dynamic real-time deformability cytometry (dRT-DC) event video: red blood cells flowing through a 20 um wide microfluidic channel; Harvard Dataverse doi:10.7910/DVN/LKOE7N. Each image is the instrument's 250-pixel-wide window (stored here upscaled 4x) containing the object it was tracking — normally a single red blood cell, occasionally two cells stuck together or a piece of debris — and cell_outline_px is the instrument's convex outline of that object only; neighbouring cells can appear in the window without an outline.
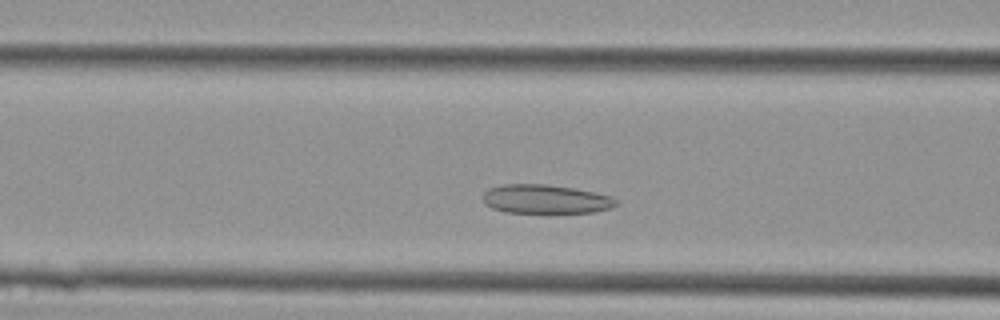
{"species": "Egyptian fruit bat (a non-hibernating species)", "species_latin": "Rousettus aegyptiacus", "temperature_condition": "cold", "stored_images_in_passage": 36, "camera_frame_rate_fps": 3000, "um_per_image_px": 0.085, "animal": {"sex": "female"}, "frame": {"image": 1, "passage_image": 9, "time_ms": 2.667, "image_size_px": [1000, 320], "cell_outline_px": [[620, 204], [612, 208], [592, 212], [504, 212], [492, 208], [484, 204], [484, 192], [488, 188], [504, 184], [544, 184], [572, 188], [612, 196], [620, 200]], "centroid_in_image_um": [46.4, 16.92], "position_along_channel_um": 120.2, "area_um2": 22.43}}
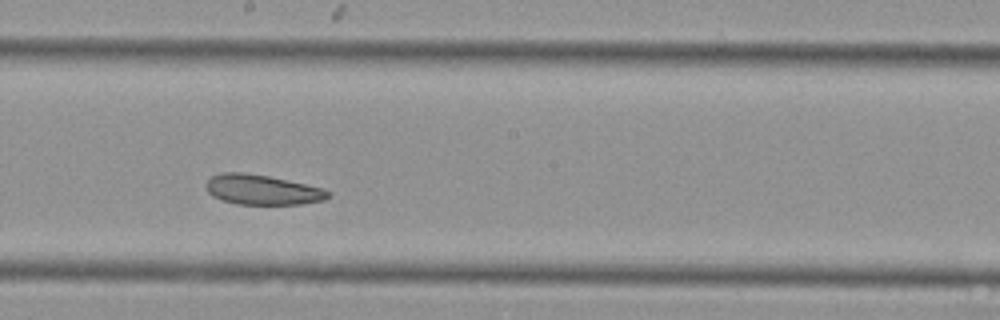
{"frame": {"image": 2, "passage_image": 16, "time_ms": 5.0, "image_size_px": [1000, 320], "cell_outline_px": [[332, 196], [324, 200], [300, 204], [236, 204], [220, 200], [212, 196], [208, 192], [204, 184], [212, 176], [224, 172], [244, 172], [268, 176], [324, 188], [332, 192]], "centroid_in_image_um": [22.29, 16.13], "position_along_channel_um": 225.9, "area_um2": 21.5}}
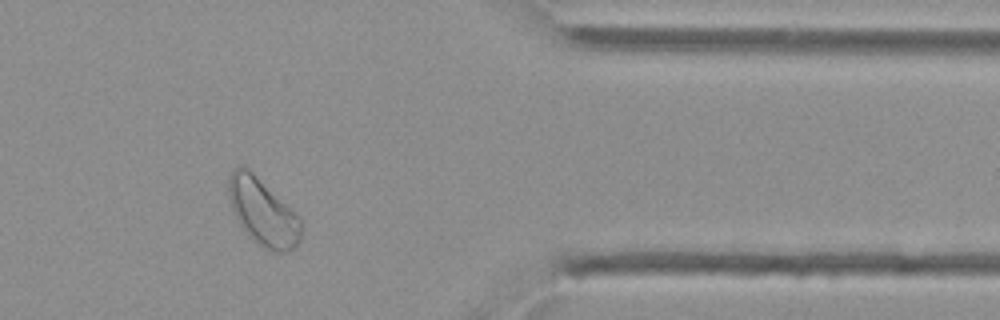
{"frame": {"image": 3, "passage_image": 28, "time_ms": 9.0, "image_size_px": [1000, 320], "cell_outline_px": [[300, 240], [292, 248], [284, 252], [272, 252], [252, 240], [248, 236], [240, 224], [232, 208], [228, 196], [228, 176], [232, 168], [240, 164], [244, 164], [300, 216]], "centroid_in_image_um": [22.31, 17.98], "position_along_channel_um": 389.1, "area_um2": 28.26}}